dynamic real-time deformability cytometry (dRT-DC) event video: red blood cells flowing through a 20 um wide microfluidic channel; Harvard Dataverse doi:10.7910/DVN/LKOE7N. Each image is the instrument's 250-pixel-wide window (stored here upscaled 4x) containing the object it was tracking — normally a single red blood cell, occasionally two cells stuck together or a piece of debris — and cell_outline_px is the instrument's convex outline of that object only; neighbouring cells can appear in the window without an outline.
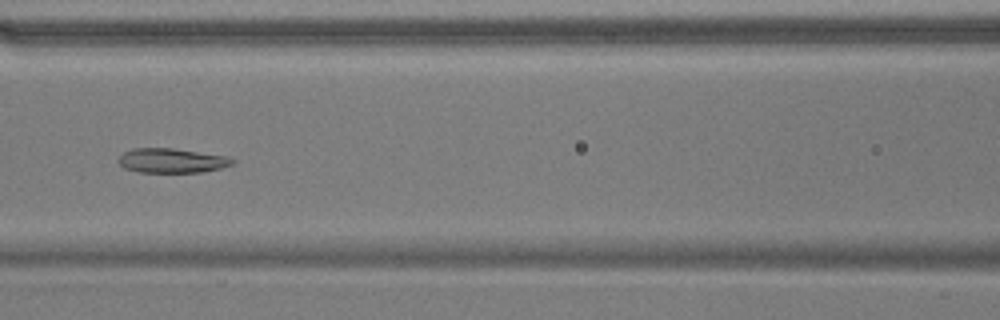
{"species": "common noctule bat (a hibernating species)", "species_latin": "Nyctalus noctula", "temperature_condition": "warm", "stored_images_in_passage": 37, "camera_frame_rate_fps": 3000, "um_per_image_px": 0.085, "animal": {"sex": "male", "body_mass_g": 17.9}, "frame": {"image": 1, "passage_image": 7, "time_ms": 2.0, "image_size_px": [1000, 320], "cell_outline_px": [[236, 160], [232, 164], [220, 168], [200, 172], [140, 172], [124, 168], [116, 160], [124, 152], [132, 148], [172, 148], [228, 156]], "centroid_in_image_um": [14.59, 13.64], "position_along_channel_um": 152.0, "area_um2": 16.24}}
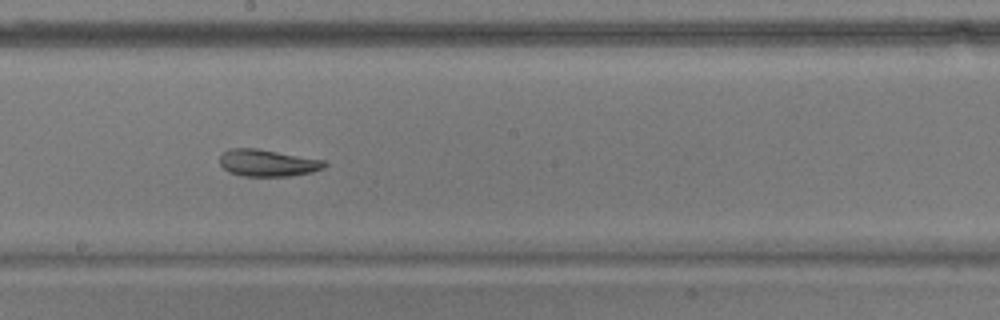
{"frame": {"image": 2, "passage_image": 13, "time_ms": 4.0, "image_size_px": [1000, 320], "cell_outline_px": [[328, 164], [324, 168], [312, 172], [288, 176], [240, 176], [228, 172], [220, 164], [220, 156], [228, 148], [256, 148], [324, 160]], "centroid_in_image_um": [22.73, 13.85], "position_along_channel_um": 225.5, "area_um2": 16.47}}
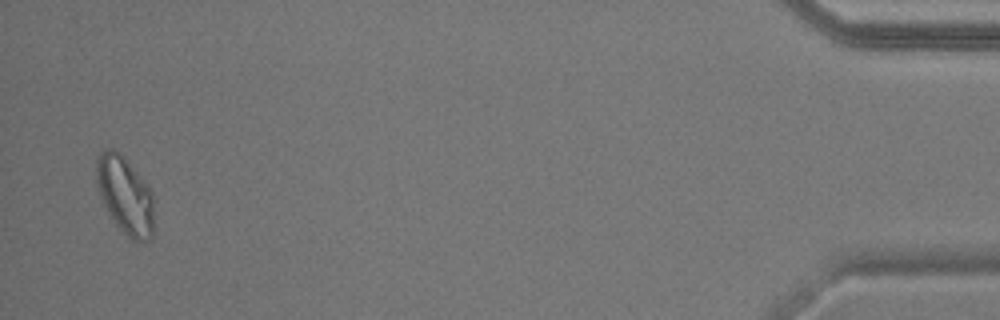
{"frame": {"image": 3, "passage_image": 36, "time_ms": 11.667, "image_size_px": [1000, 320], "cell_outline_px": [[156, 200], [152, 236], [148, 240], [132, 240], [116, 224], [108, 212], [104, 204], [96, 180], [96, 160], [100, 152], [104, 148], [112, 148], [120, 152], [124, 156], [144, 180], [152, 192]], "centroid_in_image_um": [10.67, 16.56], "position_along_channel_um": 424.5, "area_um2": 26.24}}